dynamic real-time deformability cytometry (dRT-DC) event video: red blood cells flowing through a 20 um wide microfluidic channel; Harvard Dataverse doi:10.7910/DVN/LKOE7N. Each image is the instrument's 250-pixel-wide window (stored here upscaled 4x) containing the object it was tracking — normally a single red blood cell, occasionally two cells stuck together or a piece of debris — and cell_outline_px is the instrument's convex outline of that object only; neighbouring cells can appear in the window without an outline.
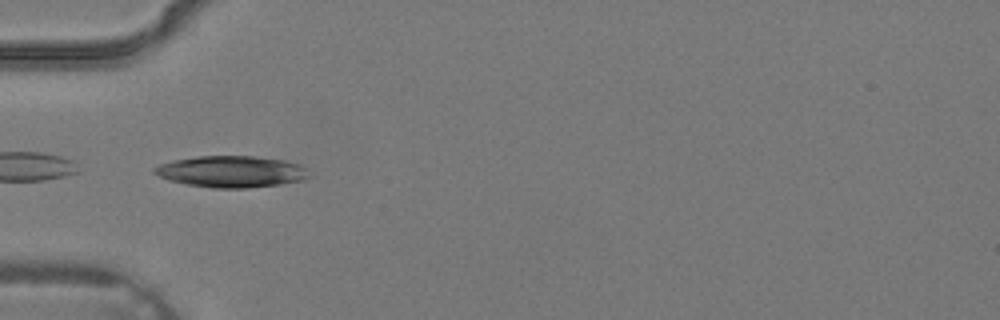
{"species": "common noctule bat (a hibernating species)", "species_latin": "Nyctalus noctula", "temperature_condition": "warm", "stored_images_in_passage": 2, "camera_frame_rate_fps": 3000, "um_per_image_px": 0.085, "animal": {"sex": "male", "body_mass_g": 19.2, "forearm_length_mm": 51.8}, "frame": {"image": 1, "passage_image": 2, "time_ms": 0.333, "image_size_px": [1000, 320], "cell_outline_px": [[312, 176], [304, 180], [280, 184], [248, 188], [212, 188], [184, 184], [168, 180], [152, 172], [152, 168], [160, 164], [172, 160], [196, 156], [256, 156], [284, 160], [300, 164]], "centroid_in_image_um": [19.65, 14.59], "position_along_channel_um": 65.3, "area_um2": 28.67}}